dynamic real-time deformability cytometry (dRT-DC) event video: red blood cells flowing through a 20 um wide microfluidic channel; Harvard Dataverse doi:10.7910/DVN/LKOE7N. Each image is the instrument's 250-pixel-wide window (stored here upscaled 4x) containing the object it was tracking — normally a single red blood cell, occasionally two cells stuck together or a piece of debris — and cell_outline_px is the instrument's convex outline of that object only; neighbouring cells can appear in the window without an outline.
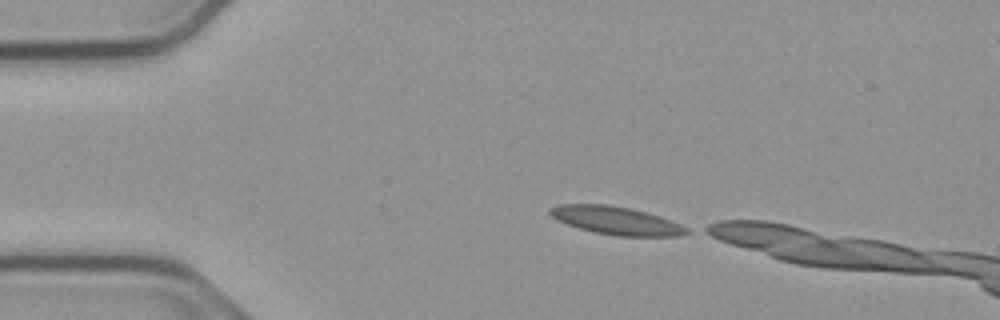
{"species": "common noctule bat (a hibernating species)", "species_latin": "Nyctalus noctula", "temperature_condition": "cold", "stored_images_in_passage": 30, "camera_frame_rate_fps": 3000, "um_per_image_px": 0.085, "animal": {"sex": "male", "body_mass_g": 23.1, "forearm_length_mm": 52.7}, "frame": {"image": 1, "passage_image": 1, "time_ms": 0.0, "image_size_px": [1000, 320], "cell_outline_px": [[692, 232], [680, 236], [616, 236], [592, 232], [556, 220], [548, 212], [548, 208], [560, 204], [608, 204], [632, 208], [648, 212], [660, 216], [680, 224], [688, 228]], "centroid_in_image_um": [52.39, 18.74], "position_along_channel_um": 32.6, "area_um2": 22.6}}
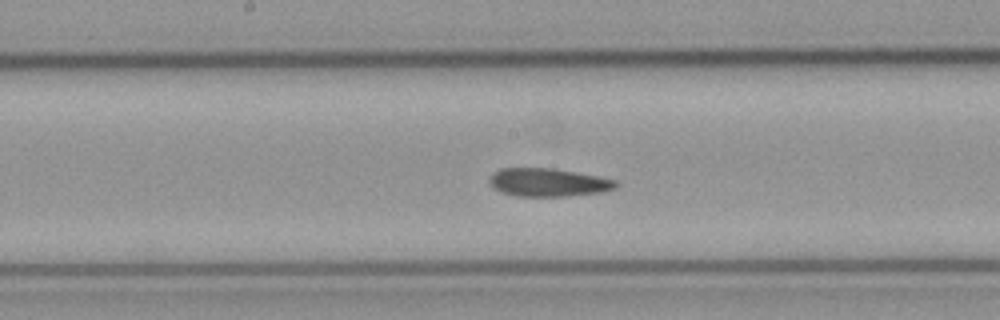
{"frame": {"image": 2, "passage_image": 18, "time_ms": 5.667, "image_size_px": [1000, 320], "cell_outline_px": [[620, 184], [616, 188], [600, 192], [564, 196], [516, 196], [500, 192], [488, 180], [500, 168], [552, 168], [596, 176], [616, 180]], "centroid_in_image_um": [46.61, 15.5], "position_along_channel_um": 201.6, "area_um2": 20.46}}
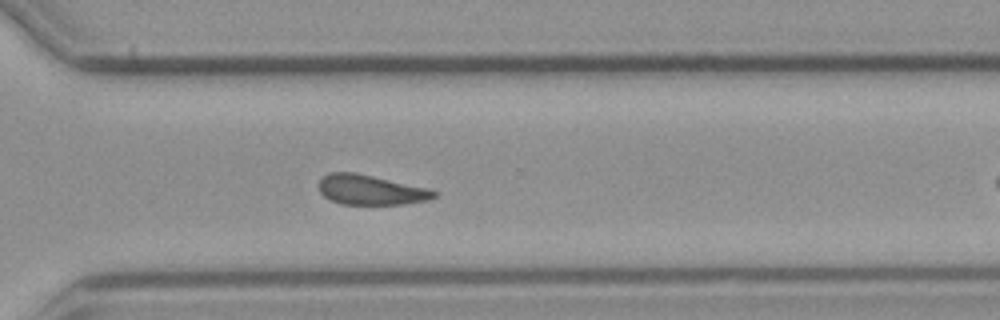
{"frame": {"image": 3, "passage_image": 29, "time_ms": 9.333, "image_size_px": [1000, 320], "cell_outline_px": [[440, 192], [436, 196], [428, 200], [404, 204], [340, 204], [324, 196], [320, 192], [320, 180], [324, 176], [332, 172], [352, 172], [432, 188]], "centroid_in_image_um": [31.59, 16.14], "position_along_channel_um": 339.0, "area_um2": 20.06}}